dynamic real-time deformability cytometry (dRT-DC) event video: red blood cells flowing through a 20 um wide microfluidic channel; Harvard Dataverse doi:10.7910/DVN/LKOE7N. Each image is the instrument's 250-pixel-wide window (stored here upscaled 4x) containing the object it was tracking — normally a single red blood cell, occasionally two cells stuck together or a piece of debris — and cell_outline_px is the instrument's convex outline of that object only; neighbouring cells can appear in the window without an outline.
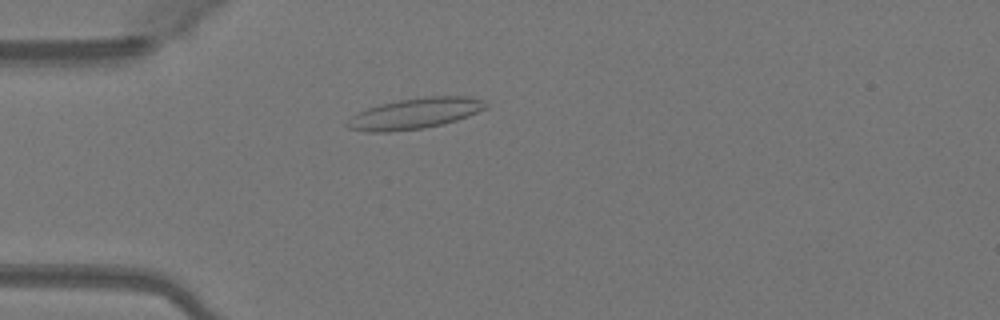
{"species": "Egyptian fruit bat (a non-hibernating species)", "species_latin": "Rousettus aegyptiacus", "temperature_condition": "warm", "stored_images_in_passage": 50, "camera_frame_rate_fps": 3000, "um_per_image_px": 0.085, "animal": {"sex": "female"}, "frame": {"image": 1, "passage_image": 14, "time_ms": 4.333, "image_size_px": [1000, 320], "cell_outline_px": [[488, 108], [468, 116], [456, 120], [424, 128], [388, 132], [368, 132], [348, 128], [344, 124], [352, 116], [368, 108], [380, 104], [400, 100], [428, 96], [472, 96], [484, 100], [488, 104]], "centroid_in_image_um": [35.31, 9.64], "position_along_channel_um": 49.7, "area_um2": 24.8}}
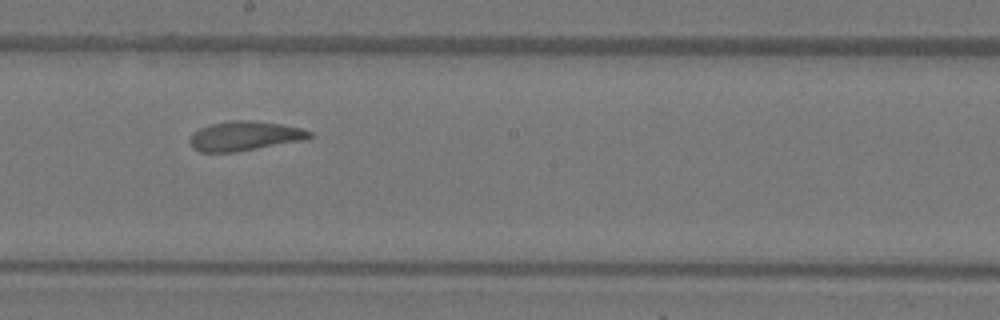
{"frame": {"image": 2, "passage_image": 28, "time_ms": 9.0, "image_size_px": [1000, 320], "cell_outline_px": [[312, 136], [304, 140], [236, 152], [200, 152], [192, 148], [192, 136], [200, 128], [208, 124], [232, 120], [252, 120], [280, 124], [300, 128], [312, 132]], "centroid_in_image_um": [20.81, 11.55], "position_along_channel_um": 227.4, "area_um2": 20.35}}
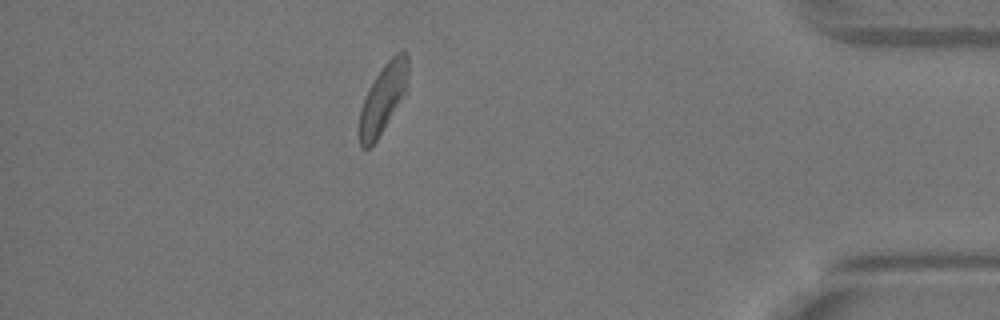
{"frame": {"image": 3, "passage_image": 44, "time_ms": 14.333, "image_size_px": [1000, 320], "cell_outline_px": [[408, 92], [376, 140], [368, 148], [360, 148], [360, 108], [364, 96], [368, 88], [384, 64], [396, 52], [404, 52], [408, 56]], "centroid_in_image_um": [32.59, 8.34], "position_along_channel_um": 402.6, "area_um2": 19.71}, "authors_computed_cell_mechanics": {"area_um2": 20.7791, "velocity_mm_per_s": 4.0756, "shape_relaxation_time_tau1_ms": 4.9481, "shape_relaxation_time_tau2_ms": 1.5762, "deformation_change_tau1": 0.1808, "deformation_change_tau2": 0.0927}}